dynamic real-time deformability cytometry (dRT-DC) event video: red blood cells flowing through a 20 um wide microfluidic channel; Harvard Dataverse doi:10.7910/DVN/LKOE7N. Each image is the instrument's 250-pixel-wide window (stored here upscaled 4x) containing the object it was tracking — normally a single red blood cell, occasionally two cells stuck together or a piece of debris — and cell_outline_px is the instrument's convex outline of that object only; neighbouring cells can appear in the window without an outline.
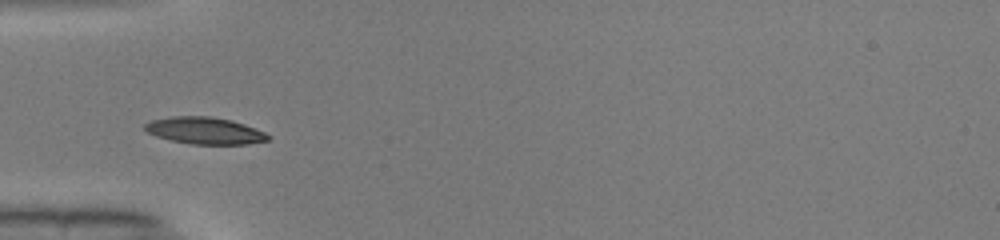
{"species": "common noctule bat (a hibernating species)", "species_latin": "Nyctalus noctula", "temperature_condition": "warm", "stored_images_in_passage": 35, "camera_frame_rate_fps": 3000, "um_per_image_px": 0.085, "animal": {"sex": "male", "body_mass_g": 19.0, "forearm_length_mm": 50.8}, "frame": {"image": 1, "passage_image": 1, "time_ms": 0.0, "image_size_px": [1000, 240], "cell_outline_px": [[272, 136], [268, 140], [248, 144], [192, 144], [172, 140], [156, 136], [148, 132], [144, 128], [144, 124], [152, 120], [172, 116], [208, 116], [232, 120], [244, 124], [264, 132]], "centroid_in_image_um": [17.42, 11.1], "position_along_channel_um": 67.6, "area_um2": 19.19}}
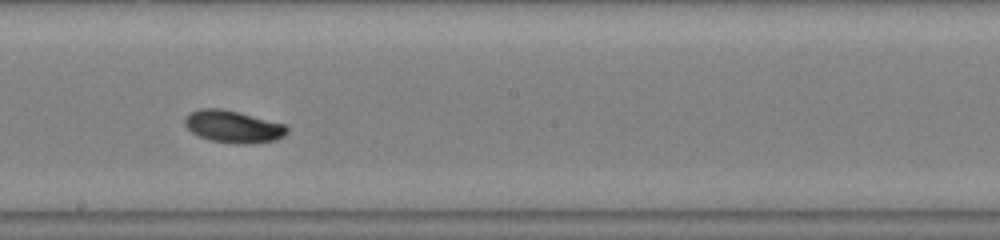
{"frame": {"image": 2, "passage_image": 13, "time_ms": 4.0, "image_size_px": [1000, 240], "cell_outline_px": [[288, 132], [284, 136], [276, 140], [252, 144], [236, 144], [208, 140], [192, 132], [184, 124], [184, 120], [188, 112], [200, 108], [220, 108], [284, 124], [288, 128]], "centroid_in_image_um": [19.8, 10.77], "position_along_channel_um": 228.4, "area_um2": 19.19}}
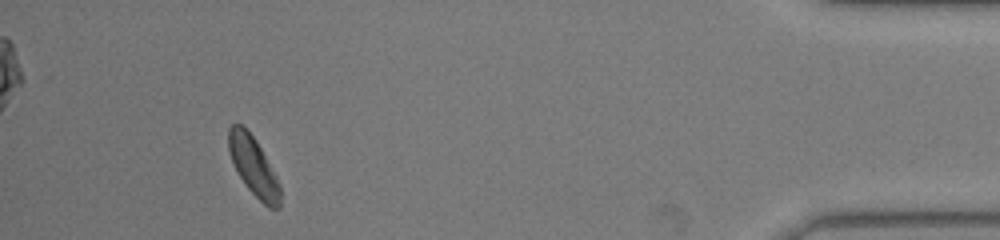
{"frame": {"image": 3, "passage_image": 31, "time_ms": 10.0, "image_size_px": [1000, 240], "cell_outline_px": [[280, 208], [268, 208], [248, 188], [240, 176], [232, 160], [228, 148], [228, 128], [232, 124], [240, 124], [256, 140], [276, 176], [280, 184]], "centroid_in_image_um": [21.55, 14.14], "position_along_channel_um": 413.6, "area_um2": 17.22}, "authors_computed_cell_mechanics": {"area_um2": 18.3804, "velocity_mm_per_s": 4.0429, "shape_relaxation_time_tau1_ms": 4.1503, "shape_relaxation_time_tau2_ms": null, "deformation_change_tau1": 0.1311, "deformation_change_tau2": null}}